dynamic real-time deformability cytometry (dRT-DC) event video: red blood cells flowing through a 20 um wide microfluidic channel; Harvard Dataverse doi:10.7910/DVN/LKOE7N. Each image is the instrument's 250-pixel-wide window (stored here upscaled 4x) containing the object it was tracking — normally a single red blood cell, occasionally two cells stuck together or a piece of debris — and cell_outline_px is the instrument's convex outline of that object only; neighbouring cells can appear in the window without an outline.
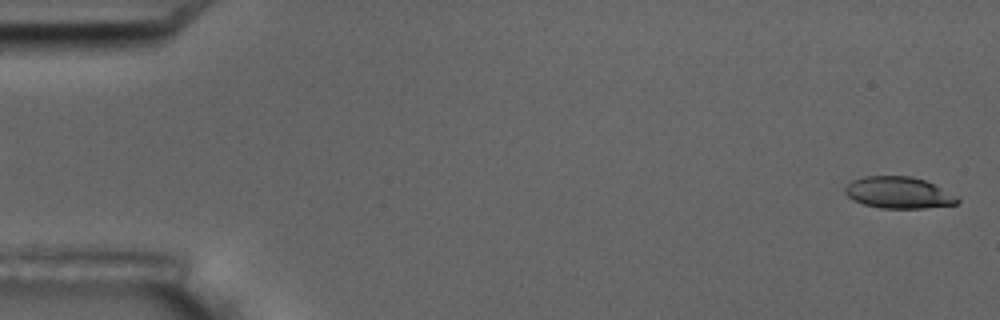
{"species": "common noctule bat (a hibernating species)", "species_latin": "Nyctalus noctula", "temperature_condition": "room temperature", "stored_images_in_passage": 6, "segment_of_instrument_passage": [2, 2], "camera_frame_rate_fps": 3000, "um_per_image_px": 0.085, "animal": {"sex": "male", "body_mass_g": 17.5, "forearm_length_mm": 52.3}, "frame": {"image": 1, "passage_image": 6, "time_ms": 6.667, "image_size_px": [1000, 320], "cell_outline_px": [[960, 200], [956, 204], [924, 208], [880, 208], [864, 204], [852, 200], [844, 192], [844, 188], [852, 180], [864, 176], [912, 176], [924, 180], [956, 196]], "centroid_in_image_um": [76.33, 16.37], "position_along_channel_um": 8.7, "area_um2": 20.52}}